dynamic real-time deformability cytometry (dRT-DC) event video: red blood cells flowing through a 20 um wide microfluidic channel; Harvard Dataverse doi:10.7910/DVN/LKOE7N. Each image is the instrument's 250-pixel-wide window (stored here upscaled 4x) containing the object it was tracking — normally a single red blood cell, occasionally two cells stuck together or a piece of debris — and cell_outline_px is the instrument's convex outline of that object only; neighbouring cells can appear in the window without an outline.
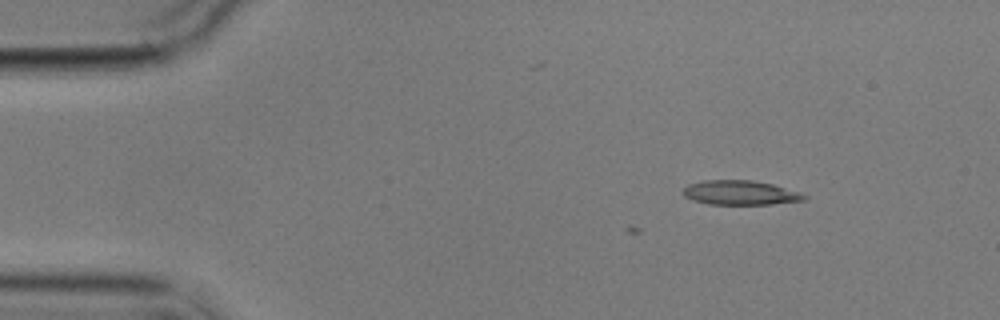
{"species": "common noctule bat (a hibernating species)", "species_latin": "Nyctalus noctula", "temperature_condition": "cold", "stored_images_in_passage": 5, "camera_frame_rate_fps": 3000, "um_per_image_px": 0.085, "animal": {"sex": "male", "body_mass_g": 17.9}, "frame": {"image": 1, "passage_image": 1, "time_ms": 0.0, "image_size_px": [1000, 320], "cell_outline_px": [[808, 196], [804, 200], [772, 204], [708, 204], [692, 200], [684, 196], [684, 188], [688, 184], [704, 180], [752, 180], [772, 184], [800, 192]], "centroid_in_image_um": [62.92, 16.38], "position_along_channel_um": 22.1, "area_um2": 17.17}}
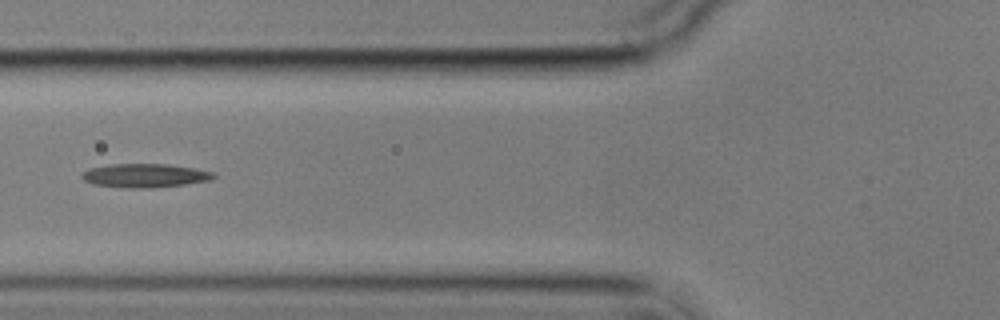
{"frame": {"image": 2, "passage_image": 5, "time_ms": 4.667, "image_size_px": [1000, 320], "cell_outline_px": [[216, 176], [212, 180], [184, 184], [148, 188], [124, 188], [92, 184], [84, 180], [80, 176], [88, 168], [108, 164], [168, 164], [196, 168], [212, 172]], "centroid_in_image_um": [12.29, 14.92], "position_along_channel_um": 113.5, "area_um2": 18.32}}